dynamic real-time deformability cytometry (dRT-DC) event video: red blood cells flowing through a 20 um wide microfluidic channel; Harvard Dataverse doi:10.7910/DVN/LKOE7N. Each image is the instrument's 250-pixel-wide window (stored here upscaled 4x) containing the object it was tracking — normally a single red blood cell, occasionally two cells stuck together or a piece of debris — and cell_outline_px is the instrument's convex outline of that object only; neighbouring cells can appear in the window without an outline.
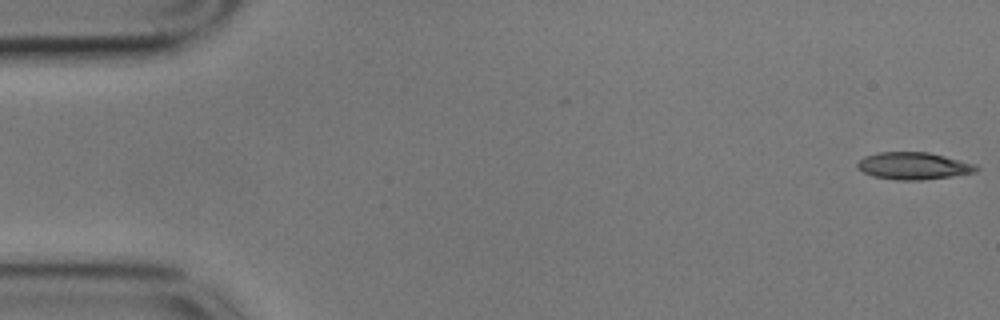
{"species": "common noctule bat (a hibernating species)", "species_latin": "Nyctalus noctula", "temperature_condition": "cold", "stored_images_in_passage": 56, "camera_frame_rate_fps": 3000, "um_per_image_px": 0.085, "animal": {"sex": "male", "body_mass_g": 17.9}, "frame": {"image": 1, "passage_image": 1, "time_ms": 0.0, "image_size_px": [1000, 320], "cell_outline_px": [[980, 168], [976, 172], [952, 176], [920, 180], [896, 180], [872, 176], [856, 168], [856, 164], [864, 156], [880, 152], [928, 152], [976, 164]], "centroid_in_image_um": [77.64, 14.1], "position_along_channel_um": 7.4, "area_um2": 18.84}}
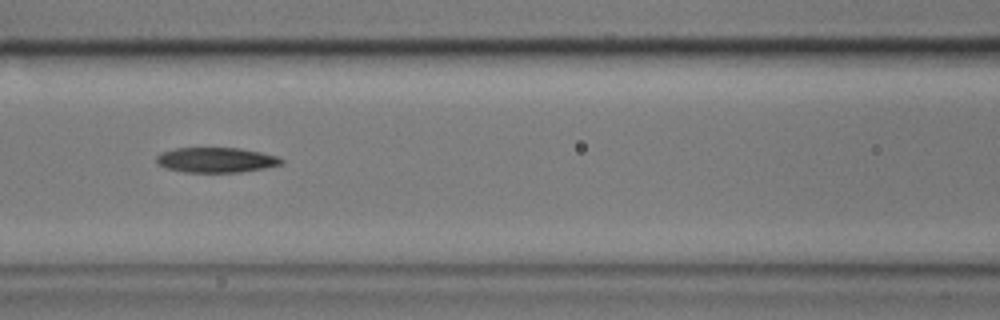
{"frame": {"image": 2, "passage_image": 24, "time_ms": 7.667, "image_size_px": [1000, 320], "cell_outline_px": [[284, 164], [264, 168], [240, 172], [184, 172], [164, 168], [156, 160], [156, 156], [160, 152], [176, 148], [240, 148], [260, 152], [276, 156], [284, 160]], "centroid_in_image_um": [18.36, 13.6], "position_along_channel_um": 148.2, "area_um2": 18.26}}
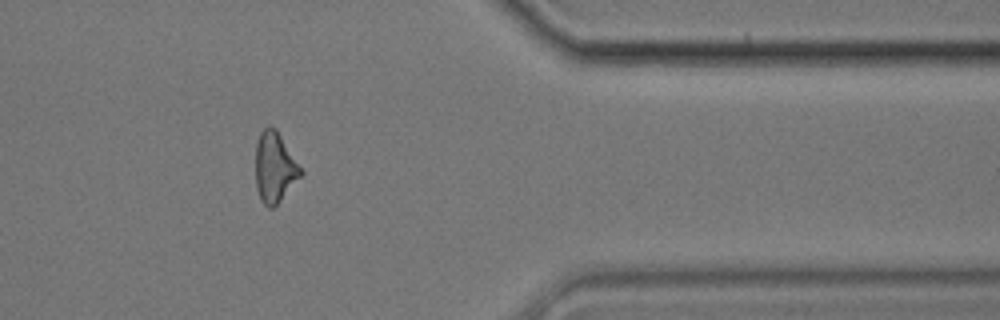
{"frame": {"image": 3, "passage_image": 46, "time_ms": 15.0, "image_size_px": [1000, 320], "cell_outline_px": [[304, 172], [280, 200], [272, 208], [268, 208], [260, 200], [256, 188], [256, 144], [260, 132], [268, 124], [276, 128]], "centroid_in_image_um": [23.33, 14.2], "position_along_channel_um": 388.1, "area_um2": 18.44}, "authors_computed_cell_mechanics": {"area_um2": 18.7272, "velocity_mm_per_s": 3.5448, "shape_relaxation_time_tau1_ms": null, "shape_relaxation_time_tau2_ms": 5.2098, "deformation_change_tau1": null, "deformation_change_tau2": 0.1738}}